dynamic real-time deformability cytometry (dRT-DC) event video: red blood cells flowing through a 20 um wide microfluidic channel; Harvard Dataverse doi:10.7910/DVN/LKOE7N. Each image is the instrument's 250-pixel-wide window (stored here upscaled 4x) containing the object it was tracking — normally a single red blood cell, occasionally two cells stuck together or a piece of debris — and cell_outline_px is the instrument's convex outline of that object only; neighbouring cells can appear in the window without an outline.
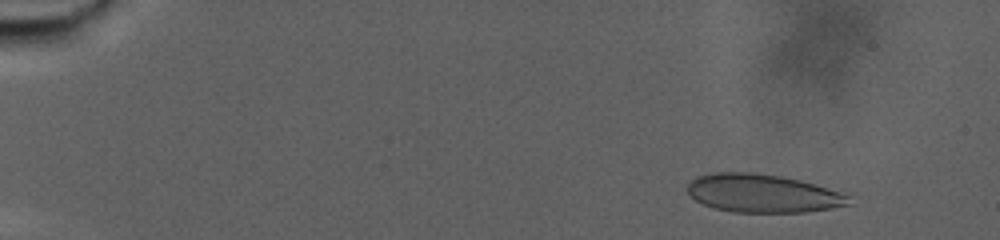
{"species": "human", "species_latin": "Homo sapiens", "temperature_condition": "warm", "stored_images_in_passage": 89, "camera_frame_rate_fps": 3000, "um_per_image_px": 0.085, "donor": {"sex": "male"}, "frame": {"image": 1, "passage_image": 10, "time_ms": 3.0, "image_size_px": [1000, 240], "cell_outline_px": [[848, 204], [832, 208], [804, 212], [732, 212], [716, 208], [704, 204], [696, 200], [688, 192], [688, 184], [696, 176], [712, 172], [752, 172], [780, 176], [800, 180], [840, 192], [848, 196]], "centroid_in_image_um": [64.78, 16.43], "position_along_channel_um": 20.2, "area_um2": 35.6}}
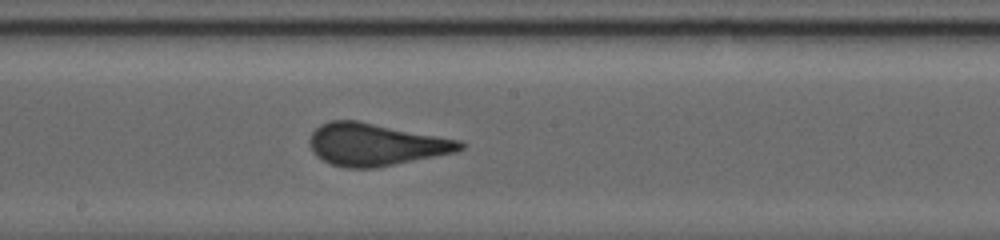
{"frame": {"image": 2, "passage_image": 52, "time_ms": 17.0, "image_size_px": [1000, 240], "cell_outline_px": [[464, 148], [456, 152], [376, 168], [348, 168], [332, 164], [316, 156], [312, 152], [308, 144], [308, 140], [312, 132], [320, 124], [328, 120], [360, 120], [460, 140], [464, 144]], "centroid_in_image_um": [31.9, 12.27], "position_along_channel_um": 216.3, "area_um2": 37.4}}
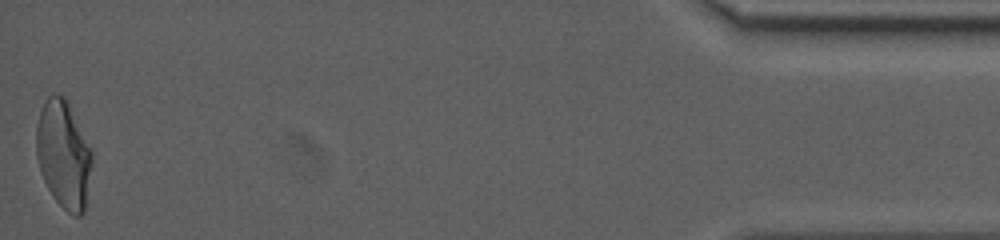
{"frame": {"image": 3, "passage_image": 89, "time_ms": 29.333, "image_size_px": [1000, 240], "cell_outline_px": [[92, 160], [84, 212], [80, 216], [72, 216], [52, 196], [40, 172], [36, 156], [36, 124], [40, 108], [44, 100], [52, 92], [64, 96], [92, 148]], "centroid_in_image_um": [5.38, 13.1], "position_along_channel_um": 429.8, "area_um2": 35.14}}